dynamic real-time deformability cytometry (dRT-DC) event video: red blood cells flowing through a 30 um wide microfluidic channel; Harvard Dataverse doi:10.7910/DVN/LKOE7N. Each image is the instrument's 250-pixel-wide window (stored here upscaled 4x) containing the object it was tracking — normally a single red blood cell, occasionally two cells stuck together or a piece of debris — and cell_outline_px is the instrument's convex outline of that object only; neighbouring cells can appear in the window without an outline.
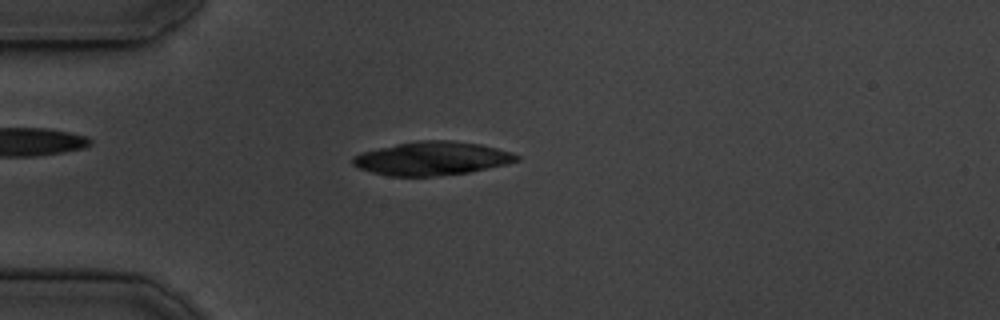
{"species": "common noctule bat (a hibernating species)", "species_latin": "Nyctalus noctula", "temperature_condition": "cold", "stored_images_in_passage": 49, "camera_frame_rate_fps": 3000, "um_per_image_px": 0.085, "animal": {"sex": "male", "body_mass_g": 19.5, "forearm_length_mm": 54.6}, "frame": {"image": 1, "passage_image": 10, "time_ms": 3.0, "image_size_px": [1000, 320], "cell_outline_px": [[520, 160], [508, 164], [468, 172], [432, 176], [388, 176], [372, 172], [360, 168], [352, 164], [352, 156], [360, 152], [396, 144], [420, 140], [452, 140], [480, 144], [512, 152], [520, 156]], "centroid_in_image_um": [36.72, 13.46], "position_along_channel_um": 48.3, "area_um2": 32.02}}